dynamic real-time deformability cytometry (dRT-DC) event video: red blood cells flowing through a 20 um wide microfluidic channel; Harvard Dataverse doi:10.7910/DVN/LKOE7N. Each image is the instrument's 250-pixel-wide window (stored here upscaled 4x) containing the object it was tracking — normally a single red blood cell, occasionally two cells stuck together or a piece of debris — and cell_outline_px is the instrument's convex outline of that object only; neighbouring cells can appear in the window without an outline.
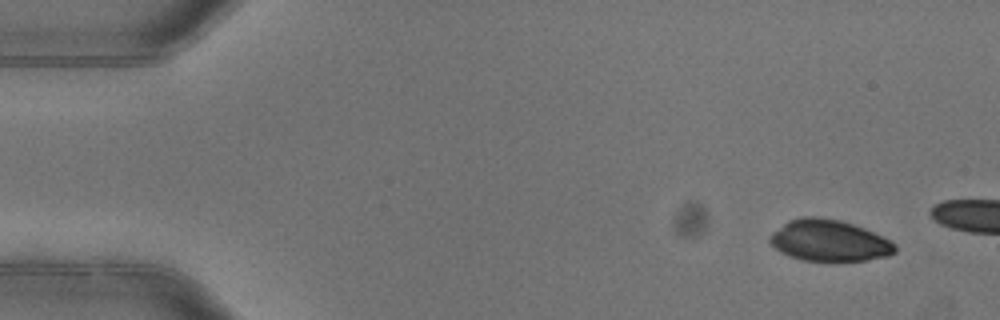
{"species": "common noctule bat (a hibernating species)", "species_latin": "Nyctalus noctula", "temperature_condition": "warm", "stored_images_in_passage": 3, "camera_frame_rate_fps": 3000, "um_per_image_px": 0.085, "animal": {"sex": "female"}, "frame": {"image": 1, "passage_image": 1, "time_ms": 0.0, "image_size_px": [1000, 320], "cell_outline_px": [[896, 252], [888, 256], [864, 260], [804, 260], [788, 256], [780, 252], [768, 240], [768, 236], [772, 232], [788, 220], [804, 216], [816, 216], [840, 220], [864, 228], [892, 240], [896, 244]], "centroid_in_image_um": [70.47, 20.43], "position_along_channel_um": 14.5, "area_um2": 30.17}}